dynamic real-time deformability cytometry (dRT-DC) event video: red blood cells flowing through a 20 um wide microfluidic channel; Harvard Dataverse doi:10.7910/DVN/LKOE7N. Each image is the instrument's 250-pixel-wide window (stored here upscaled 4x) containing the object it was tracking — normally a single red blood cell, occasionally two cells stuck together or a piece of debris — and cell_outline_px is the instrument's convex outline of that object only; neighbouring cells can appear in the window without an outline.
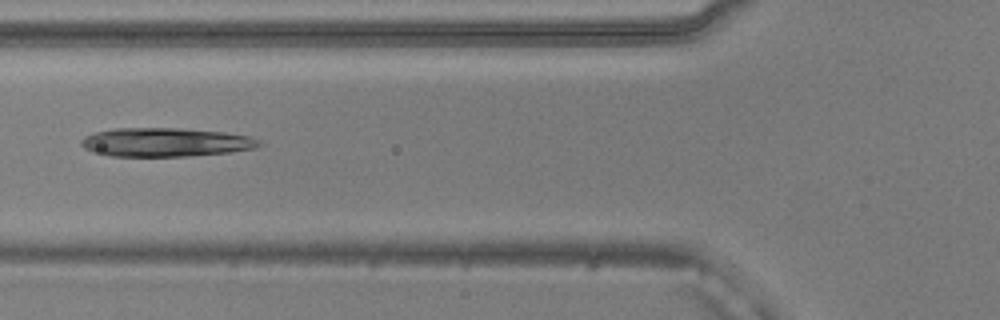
{"species": "common noctule bat (a hibernating species)", "species_latin": "Nyctalus noctula", "temperature_condition": "warm", "stored_images_in_passage": 17, "camera_frame_rate_fps": 3000, "um_per_image_px": 0.085, "animal": {"sex": "male", "body_mass_g": 20.5, "forearm_length_mm": 52.5}, "frame": {"image": 1, "passage_image": 6, "time_ms": 1.667, "image_size_px": [1000, 320], "cell_outline_px": [[264, 144], [256, 148], [228, 152], [188, 156], [112, 156], [92, 152], [84, 148], [80, 144], [80, 140], [84, 136], [96, 132], [116, 128], [180, 128], [224, 132], [248, 136], [260, 140]], "centroid_in_image_um": [14.06, 12.09], "position_along_channel_um": 111.7, "area_um2": 29.88}}
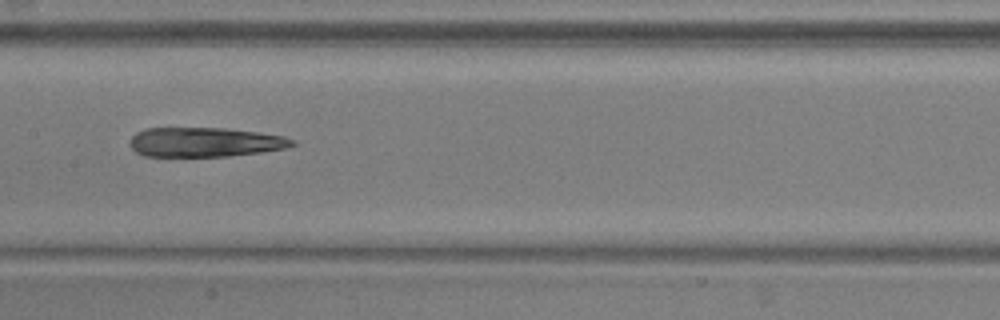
{"frame": {"image": 2, "passage_image": 12, "time_ms": 3.667, "image_size_px": [1000, 320], "cell_outline_px": [[296, 144], [284, 148], [260, 152], [228, 156], [144, 156], [136, 152], [132, 148], [132, 136], [136, 132], [144, 128], [224, 128], [256, 132], [284, 136], [296, 140]], "centroid_in_image_um": [17.42, 12.08], "position_along_channel_um": 190.0, "area_um2": 27.69}}